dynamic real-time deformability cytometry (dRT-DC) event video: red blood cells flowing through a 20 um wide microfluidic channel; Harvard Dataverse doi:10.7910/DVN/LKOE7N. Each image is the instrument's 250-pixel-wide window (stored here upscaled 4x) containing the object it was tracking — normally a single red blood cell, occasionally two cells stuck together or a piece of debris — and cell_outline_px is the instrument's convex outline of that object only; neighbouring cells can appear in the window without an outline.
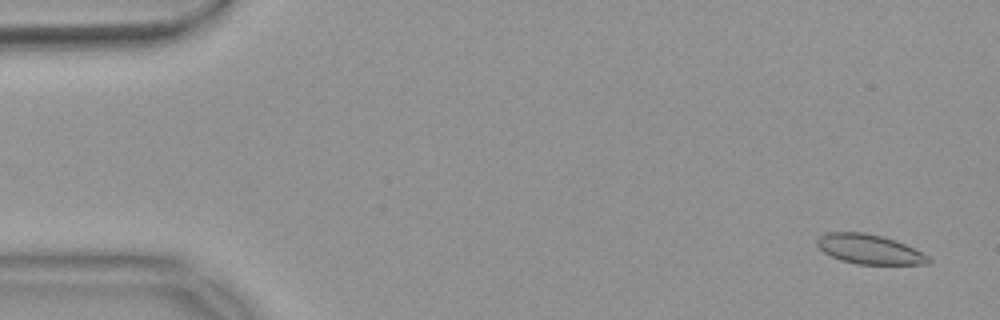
{"species": "common noctule bat (a hibernating species)", "species_latin": "Nyctalus noctula", "temperature_condition": "warm", "stored_images_in_passage": 55, "camera_frame_rate_fps": 3000, "um_per_image_px": 0.085, "animal": {"sex": "female", "body_mass_g": 18.4}, "frame": {"image": 1, "passage_image": 3, "time_ms": 0.667, "image_size_px": [1000, 320], "cell_outline_px": [[932, 260], [928, 264], [856, 264], [840, 260], [824, 252], [816, 244], [816, 240], [824, 232], [864, 232], [896, 240], [928, 256]], "centroid_in_image_um": [73.86, 21.18], "position_along_channel_um": 11.1, "area_um2": 19.07}}
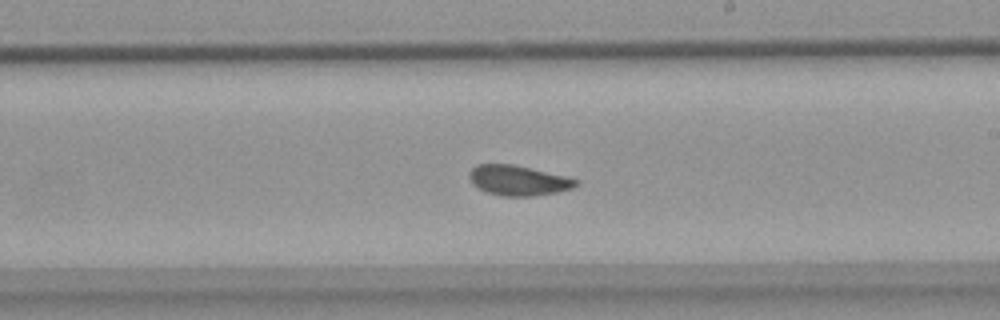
{"frame": {"image": 2, "passage_image": 32, "time_ms": 10.333, "image_size_px": [1000, 320], "cell_outline_px": [[580, 184], [572, 188], [556, 192], [532, 196], [504, 196], [488, 192], [472, 184], [468, 176], [468, 172], [476, 164], [512, 164], [568, 176], [580, 180]], "centroid_in_image_um": [44.07, 15.32], "position_along_channel_um": 244.9, "area_um2": 18.79}}
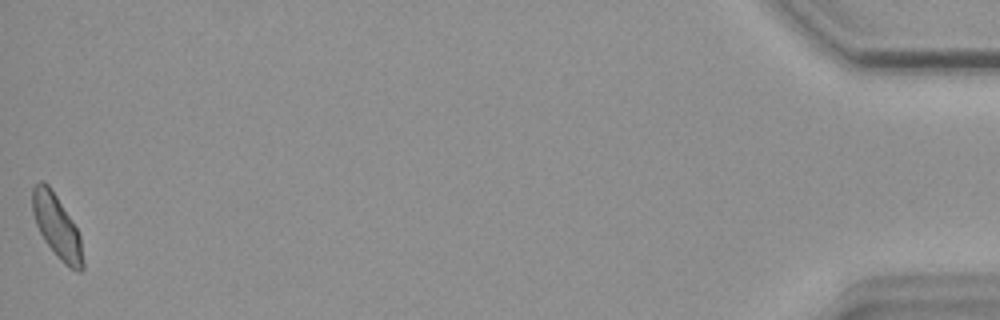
{"frame": {"image": 3, "passage_image": 55, "time_ms": 18.0, "image_size_px": [1000, 320], "cell_outline_px": [[84, 268], [80, 272], [76, 272], [64, 264], [60, 260], [44, 240], [36, 224], [32, 212], [32, 188], [40, 180], [44, 180], [48, 184], [56, 196], [76, 228], [80, 236], [84, 264]], "centroid_in_image_um": [4.83, 19.28], "position_along_channel_um": 430.4, "area_um2": 18.44}, "authors_computed_cell_mechanics": {"area_um2": 19.074, "velocity_mm_per_s": 3.692, "shape_relaxation_time_tau1_ms": 7.8305, "shape_relaxation_time_tau2_ms": 1.1112, "deformation_change_tau1": 0.124, "deformation_change_tau2": 0.0527}}